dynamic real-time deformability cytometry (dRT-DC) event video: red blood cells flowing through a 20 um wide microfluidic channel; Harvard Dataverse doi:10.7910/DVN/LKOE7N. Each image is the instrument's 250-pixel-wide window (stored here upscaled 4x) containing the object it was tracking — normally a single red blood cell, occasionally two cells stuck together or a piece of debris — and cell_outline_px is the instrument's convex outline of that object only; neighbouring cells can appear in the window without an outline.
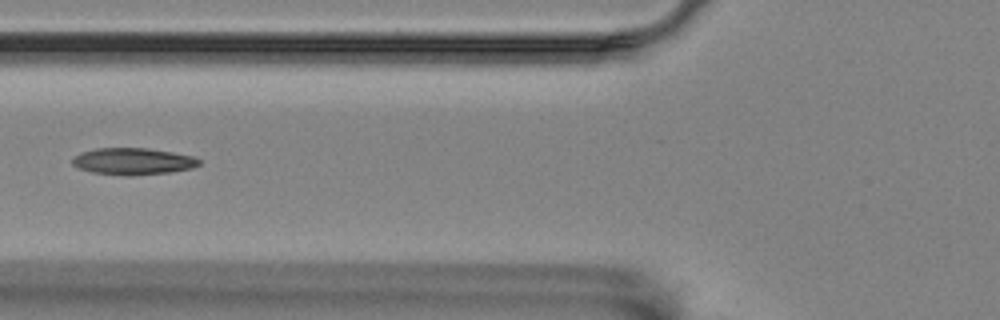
{"species": "Egyptian fruit bat (a non-hibernating species)", "species_latin": "Rousettus aegyptiacus", "temperature_condition": "room temperature", "stored_images_in_passage": 9, "camera_frame_rate_fps": 3000, "um_per_image_px": 0.085, "animal": {"sex": "female"}, "frame": {"image": 1, "passage_image": 5, "time_ms": 1.333, "image_size_px": [1000, 320], "cell_outline_px": [[200, 164], [192, 168], [168, 172], [128, 176], [92, 172], [80, 168], [72, 164], [72, 160], [80, 152], [96, 148], [148, 148], [172, 152], [192, 156], [200, 160]], "centroid_in_image_um": [11.3, 13.71], "position_along_channel_um": 114.5, "area_um2": 19.59}}
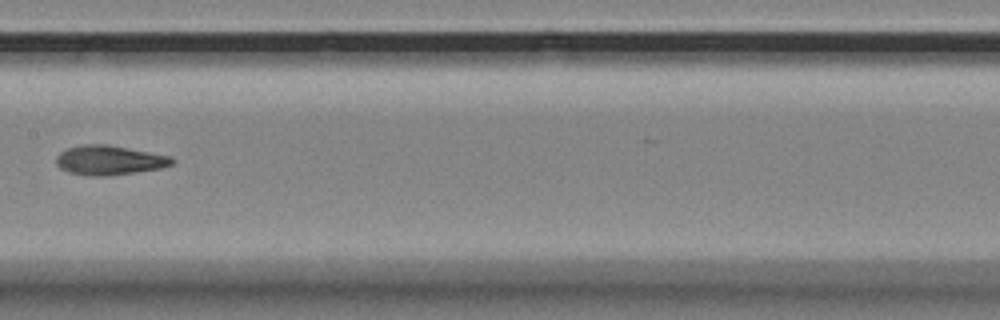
{"frame": {"image": 2, "passage_image": 7, "time_ms": 2.0, "image_size_px": [1000, 320], "cell_outline_px": [[176, 160], [172, 164], [160, 168], [136, 172], [108, 176], [92, 176], [68, 172], [60, 168], [56, 164], [56, 156], [60, 152], [68, 148], [84, 144], [108, 144], [172, 156]], "centroid_in_image_um": [9.3, 13.61], "position_along_channel_um": 198.1, "area_um2": 20.0}}
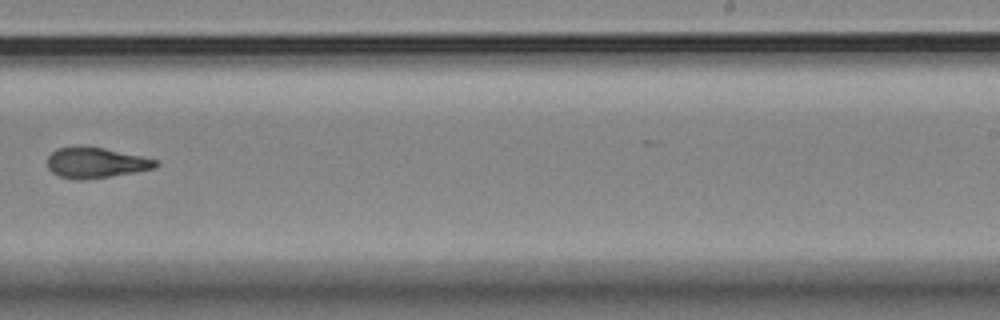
{"frame": {"image": 3, "passage_image": 9, "time_ms": 2.667, "image_size_px": [1000, 320], "cell_outline_px": [[160, 164], [156, 168], [108, 176], [80, 180], [76, 180], [60, 176], [52, 172], [48, 168], [48, 156], [56, 148], [80, 144], [104, 148], [140, 156], [156, 160]], "centroid_in_image_um": [8.09, 13.8], "position_along_channel_um": 280.9, "area_um2": 19.31}}